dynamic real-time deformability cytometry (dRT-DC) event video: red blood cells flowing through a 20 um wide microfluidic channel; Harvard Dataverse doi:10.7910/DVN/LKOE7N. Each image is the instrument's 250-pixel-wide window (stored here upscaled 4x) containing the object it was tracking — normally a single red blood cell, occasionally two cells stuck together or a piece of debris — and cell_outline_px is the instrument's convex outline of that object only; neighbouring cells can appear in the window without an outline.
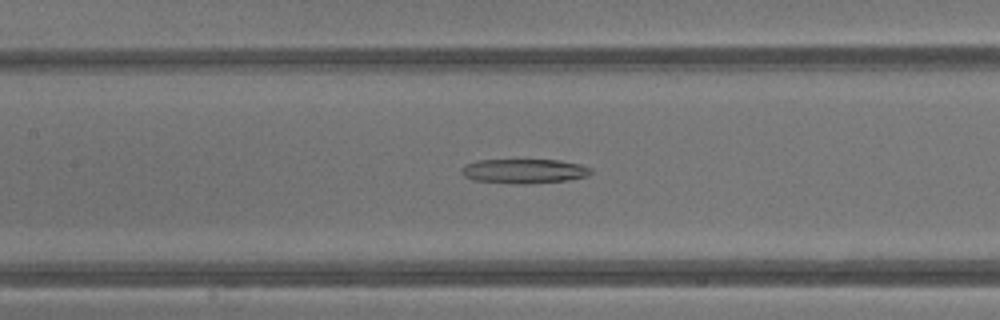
{"species": "common noctule bat (a hibernating species)", "species_latin": "Nyctalus noctula", "temperature_condition": "warm", "stored_images_in_passage": 41, "camera_frame_rate_fps": 3000, "um_per_image_px": 0.085, "animal": {"sex": "male", "body_mass_g": 13.3}, "frame": {"image": 1, "passage_image": 19, "time_ms": 6.0, "image_size_px": [1000, 320], "cell_outline_px": [[592, 172], [588, 176], [568, 180], [524, 184], [516, 184], [472, 180], [464, 176], [460, 172], [460, 168], [464, 164], [476, 160], [560, 160], [580, 164], [592, 168]], "centroid_in_image_um": [44.52, 14.54], "position_along_channel_um": 162.9, "area_um2": 18.67}}
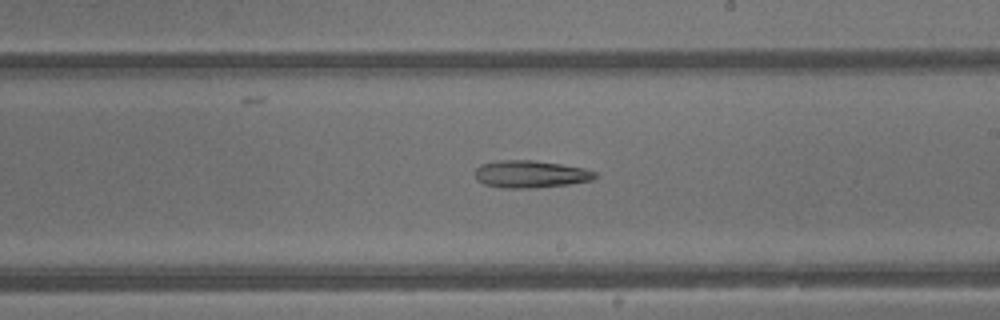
{"frame": {"image": 2, "passage_image": 24, "time_ms": 7.667, "image_size_px": [1000, 320], "cell_outline_px": [[596, 176], [592, 180], [568, 184], [536, 188], [500, 188], [484, 184], [476, 180], [476, 168], [484, 164], [496, 160], [532, 160], [560, 164], [584, 168], [596, 172]], "centroid_in_image_um": [45.08, 14.81], "position_along_channel_um": 243.9, "area_um2": 19.07}}
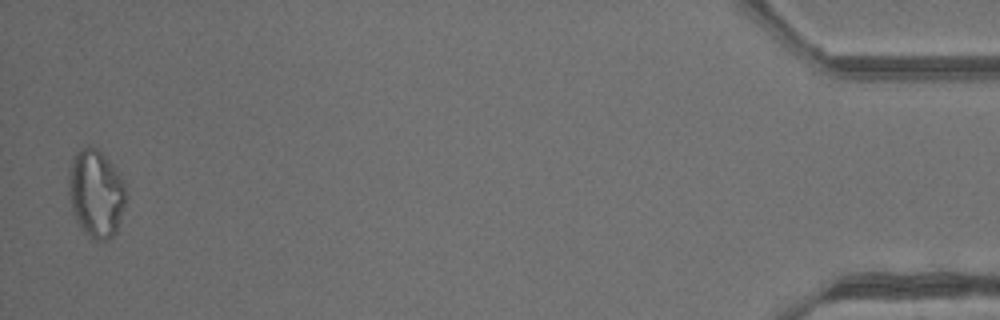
{"frame": {"image": 3, "passage_image": 41, "time_ms": 13.333, "image_size_px": [1000, 320], "cell_outline_px": [[124, 204], [116, 232], [108, 240], [92, 240], [80, 228], [68, 192], [68, 172], [72, 156], [80, 148], [88, 144], [96, 148], [112, 164], [120, 176], [124, 184]], "centroid_in_image_um": [8.12, 16.42], "position_along_channel_um": 427.1, "area_um2": 29.02}}